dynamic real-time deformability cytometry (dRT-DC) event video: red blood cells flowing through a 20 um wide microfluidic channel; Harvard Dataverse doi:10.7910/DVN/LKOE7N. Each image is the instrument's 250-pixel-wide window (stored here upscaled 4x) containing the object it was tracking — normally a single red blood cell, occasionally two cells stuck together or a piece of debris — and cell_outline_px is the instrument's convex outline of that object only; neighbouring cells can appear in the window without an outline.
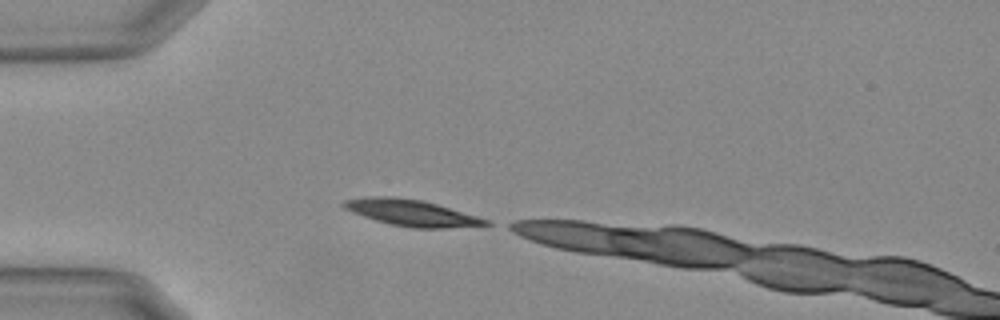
{"species": "Egyptian fruit bat (a non-hibernating species)", "species_latin": "Rousettus aegyptiacus", "temperature_condition": "warm", "stored_images_in_passage": 7, "camera_frame_rate_fps": 3000, "um_per_image_px": 0.085, "animal": {"sex": "female"}, "frame": {"image": 1, "passage_image": 1, "time_ms": 0.0, "image_size_px": [1000, 320], "cell_outline_px": [[492, 224], [444, 228], [412, 228], [392, 224], [376, 220], [352, 212], [344, 208], [340, 204], [344, 200], [368, 196], [392, 196], [420, 200], [436, 204], [476, 216], [488, 220]], "centroid_in_image_um": [34.92, 18.08], "position_along_channel_um": 50.1, "area_um2": 21.39}}
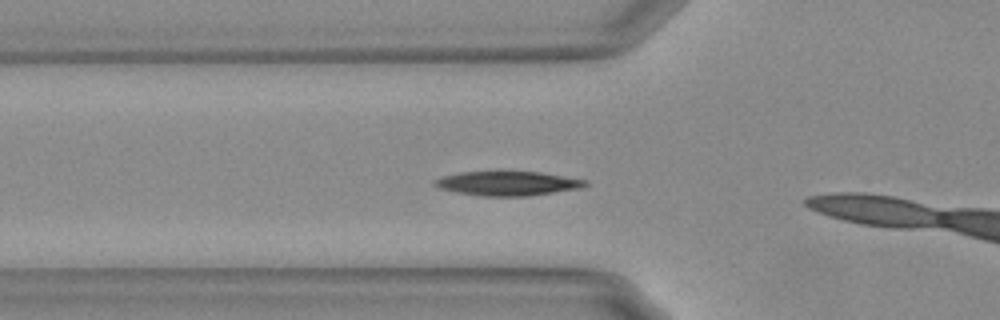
{"frame": {"image": 2, "passage_image": 5, "time_ms": 1.333, "image_size_px": [1000, 320], "cell_outline_px": [[588, 184], [580, 188], [528, 196], [480, 196], [456, 192], [440, 188], [432, 184], [436, 180], [444, 176], [460, 172], [540, 172], [588, 180]], "centroid_in_image_um": [43.17, 15.59], "position_along_channel_um": 82.6, "area_um2": 21.1}}